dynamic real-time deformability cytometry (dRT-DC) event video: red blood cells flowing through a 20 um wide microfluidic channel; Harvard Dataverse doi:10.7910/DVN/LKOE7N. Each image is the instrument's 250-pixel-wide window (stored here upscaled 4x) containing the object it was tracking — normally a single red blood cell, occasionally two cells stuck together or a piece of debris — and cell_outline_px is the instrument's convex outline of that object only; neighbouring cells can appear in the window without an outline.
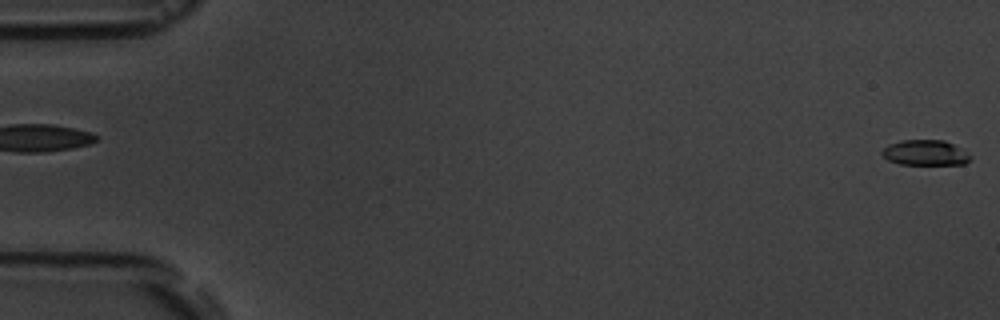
{"species": "common noctule bat (a hibernating species)", "species_latin": "Nyctalus noctula", "temperature_condition": "room temperature", "stored_images_in_passage": 3, "segment_of_instrument_passage": [2, 2], "camera_frame_rate_fps": 3000, "um_per_image_px": 0.085, "animal": {"sex": "male", "body_mass_g": 19.5, "forearm_length_mm": 54.6}, "frame": {"image": 1, "passage_image": 3, "time_ms": 2.333, "image_size_px": [1000, 320], "cell_outline_px": [[968, 160], [964, 164], [900, 164], [888, 160], [880, 152], [888, 144], [900, 140], [944, 140], [960, 148], [968, 156]], "centroid_in_image_um": [78.57, 12.97], "position_along_channel_um": 6.4, "area_um2": 12.77}}